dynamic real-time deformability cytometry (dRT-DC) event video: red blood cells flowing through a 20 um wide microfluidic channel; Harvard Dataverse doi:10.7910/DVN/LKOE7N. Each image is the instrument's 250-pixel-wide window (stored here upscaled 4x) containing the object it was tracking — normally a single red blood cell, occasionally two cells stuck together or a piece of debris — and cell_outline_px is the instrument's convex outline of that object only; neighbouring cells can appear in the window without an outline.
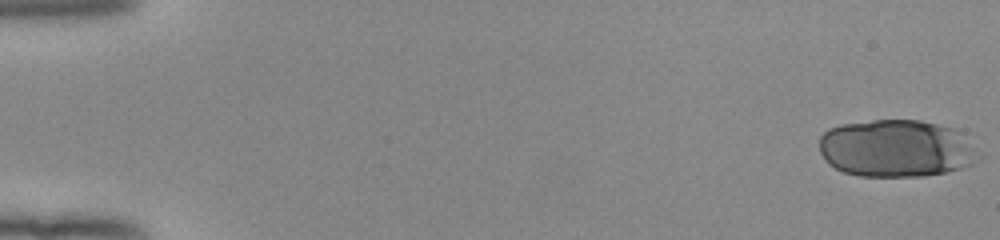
{"species": "human", "species_latin": "Homo sapiens", "temperature_condition": "room temperature", "stored_images_in_passage": 52, "camera_frame_rate_fps": 3000, "um_per_image_px": 0.085, "donor": {"sex": "female"}, "frame": {"image": 1, "passage_image": 1, "time_ms": 0.0, "image_size_px": [1000, 240], "cell_outline_px": [[984, 156], [980, 160], [972, 164], [960, 168], [944, 172], [924, 176], [860, 176], [844, 172], [828, 164], [824, 160], [820, 152], [820, 136], [828, 128], [840, 124], [872, 120], [920, 120], [956, 128], [968, 132]], "centroid_in_image_um": [76.29, 12.6], "position_along_channel_um": 8.7, "area_um2": 54.68}}
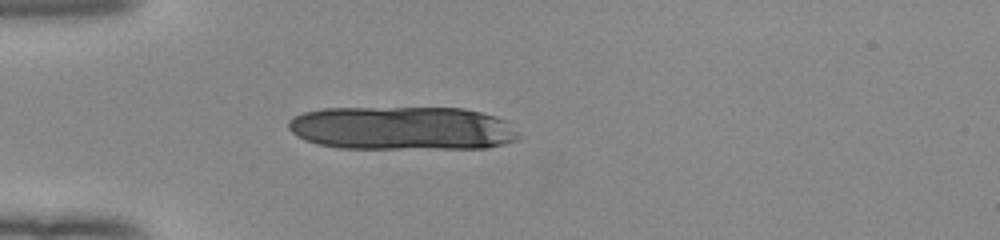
{"frame": {"image": 2, "passage_image": 16, "time_ms": 5.0, "image_size_px": [1000, 240], "cell_outline_px": [[516, 140], [504, 144], [484, 148], [340, 148], [316, 144], [304, 140], [296, 136], [288, 128], [288, 120], [292, 116], [304, 112], [324, 108], [464, 108], [496, 116], [508, 120], [516, 132]], "centroid_in_image_um": [34.15, 10.89], "position_along_channel_um": 50.8, "area_um2": 58.78}}
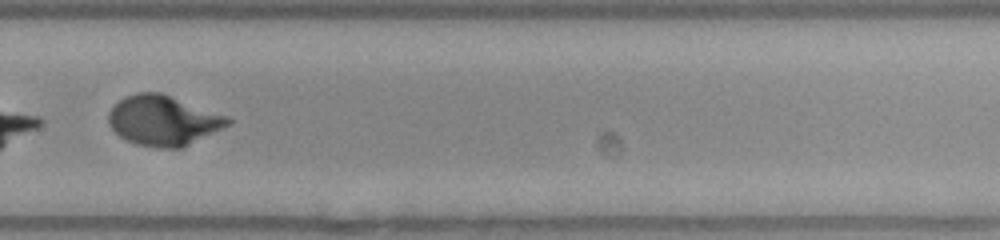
{"frame": {"image": 3, "passage_image": 38, "time_ms": 12.333, "image_size_px": [1000, 240], "cell_outline_px": [[232, 124], [180, 148], [160, 148], [136, 144], [120, 136], [108, 124], [108, 112], [124, 96], [140, 92], [160, 92], [228, 116], [232, 120]], "centroid_in_image_um": [13.88, 10.23], "position_along_channel_um": 315.9, "area_um2": 34.56}, "authors_computed_cell_mechanics": {"area_um2": 36.8764, "velocity_mm_per_s": 3.9727, "shape_relaxation_time_tau1_ms": 3.7463, "shape_relaxation_time_tau2_ms": 0.6987, "deformation_change_tau1": 0.2131, "deformation_change_tau2": 0.0481}}